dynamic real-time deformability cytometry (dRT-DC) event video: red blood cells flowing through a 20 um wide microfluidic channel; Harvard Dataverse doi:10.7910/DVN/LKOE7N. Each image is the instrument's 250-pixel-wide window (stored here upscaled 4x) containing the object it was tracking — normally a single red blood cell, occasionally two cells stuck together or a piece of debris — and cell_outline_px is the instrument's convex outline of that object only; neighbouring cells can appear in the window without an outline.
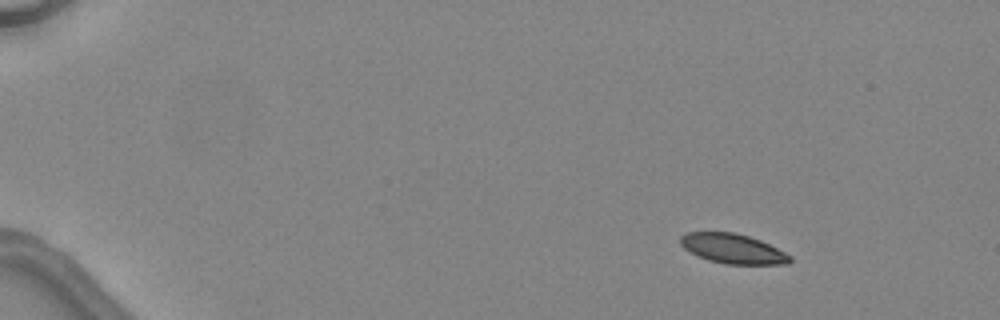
{"species": "common noctule bat (a hibernating species)", "species_latin": "Nyctalus noctula", "temperature_condition": "warm", "stored_images_in_passage": 2, "camera_frame_rate_fps": 3000, "um_per_image_px": 0.085, "animal": {"sex": "female", "body_mass_g": 24.6, "forearm_length_mm": 56.2}, "frame": {"image": 1, "passage_image": 2, "time_ms": 2.667, "image_size_px": [1000, 320], "cell_outline_px": [[792, 260], [788, 264], [724, 264], [708, 260], [696, 256], [684, 248], [680, 244], [680, 236], [688, 232], [736, 232], [760, 240], [792, 256]], "centroid_in_image_um": [62.27, 21.14], "position_along_channel_um": 22.7, "area_um2": 19.02}}